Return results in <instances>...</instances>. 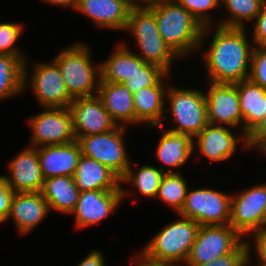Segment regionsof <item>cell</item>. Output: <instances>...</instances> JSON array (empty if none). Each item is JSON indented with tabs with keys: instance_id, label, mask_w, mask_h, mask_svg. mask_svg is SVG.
Wrapping results in <instances>:
<instances>
[{
	"instance_id": "6da1fadb",
	"label": "cell",
	"mask_w": 266,
	"mask_h": 266,
	"mask_svg": "<svg viewBox=\"0 0 266 266\" xmlns=\"http://www.w3.org/2000/svg\"><path fill=\"white\" fill-rule=\"evenodd\" d=\"M204 62L209 81L235 84L249 77L253 46L247 40L246 27H216Z\"/></svg>"
},
{
	"instance_id": "7a4b0ae2",
	"label": "cell",
	"mask_w": 266,
	"mask_h": 266,
	"mask_svg": "<svg viewBox=\"0 0 266 266\" xmlns=\"http://www.w3.org/2000/svg\"><path fill=\"white\" fill-rule=\"evenodd\" d=\"M155 16L159 34L178 57L203 46L205 37L213 32L175 0L164 1L148 8ZM210 32V33H209Z\"/></svg>"
},
{
	"instance_id": "3957f363",
	"label": "cell",
	"mask_w": 266,
	"mask_h": 266,
	"mask_svg": "<svg viewBox=\"0 0 266 266\" xmlns=\"http://www.w3.org/2000/svg\"><path fill=\"white\" fill-rule=\"evenodd\" d=\"M179 217L180 220L163 227L139 253L155 262L185 264L200 225L190 218Z\"/></svg>"
},
{
	"instance_id": "277c9868",
	"label": "cell",
	"mask_w": 266,
	"mask_h": 266,
	"mask_svg": "<svg viewBox=\"0 0 266 266\" xmlns=\"http://www.w3.org/2000/svg\"><path fill=\"white\" fill-rule=\"evenodd\" d=\"M53 60L60 68L65 87L73 99L97 95L101 81L100 65L95 68L88 45L78 42L63 48Z\"/></svg>"
},
{
	"instance_id": "5b68a950",
	"label": "cell",
	"mask_w": 266,
	"mask_h": 266,
	"mask_svg": "<svg viewBox=\"0 0 266 266\" xmlns=\"http://www.w3.org/2000/svg\"><path fill=\"white\" fill-rule=\"evenodd\" d=\"M125 30L133 33L141 53L139 57L146 63L158 65L166 73H171V63L179 58L159 34L154 14L148 8H131Z\"/></svg>"
},
{
	"instance_id": "8992f818",
	"label": "cell",
	"mask_w": 266,
	"mask_h": 266,
	"mask_svg": "<svg viewBox=\"0 0 266 266\" xmlns=\"http://www.w3.org/2000/svg\"><path fill=\"white\" fill-rule=\"evenodd\" d=\"M166 95L170 110L167 108L165 112L170 111L173 116L171 121L178 125L169 128V131L189 134L194 138L209 124L205 92L172 86L167 88Z\"/></svg>"
},
{
	"instance_id": "52a82bcc",
	"label": "cell",
	"mask_w": 266,
	"mask_h": 266,
	"mask_svg": "<svg viewBox=\"0 0 266 266\" xmlns=\"http://www.w3.org/2000/svg\"><path fill=\"white\" fill-rule=\"evenodd\" d=\"M126 126H118L106 133L75 137L82 155L95 159L122 179L130 166L124 143Z\"/></svg>"
},
{
	"instance_id": "ba28073f",
	"label": "cell",
	"mask_w": 266,
	"mask_h": 266,
	"mask_svg": "<svg viewBox=\"0 0 266 266\" xmlns=\"http://www.w3.org/2000/svg\"><path fill=\"white\" fill-rule=\"evenodd\" d=\"M179 216L190 218L202 225L229 224L231 218V195L200 188L187 191Z\"/></svg>"
},
{
	"instance_id": "9c48e42d",
	"label": "cell",
	"mask_w": 266,
	"mask_h": 266,
	"mask_svg": "<svg viewBox=\"0 0 266 266\" xmlns=\"http://www.w3.org/2000/svg\"><path fill=\"white\" fill-rule=\"evenodd\" d=\"M29 118L31 146L62 145L76 140L69 107H45Z\"/></svg>"
},
{
	"instance_id": "30bf717a",
	"label": "cell",
	"mask_w": 266,
	"mask_h": 266,
	"mask_svg": "<svg viewBox=\"0 0 266 266\" xmlns=\"http://www.w3.org/2000/svg\"><path fill=\"white\" fill-rule=\"evenodd\" d=\"M229 224L202 225L185 264H203L232 253L243 241Z\"/></svg>"
},
{
	"instance_id": "8fae6325",
	"label": "cell",
	"mask_w": 266,
	"mask_h": 266,
	"mask_svg": "<svg viewBox=\"0 0 266 266\" xmlns=\"http://www.w3.org/2000/svg\"><path fill=\"white\" fill-rule=\"evenodd\" d=\"M27 60L24 62V89L31 87L41 107H69L73 98L69 95L60 68L52 60L51 63H38L33 74L27 79ZM30 80V81H29ZM28 82V83H27Z\"/></svg>"
},
{
	"instance_id": "7c38bea8",
	"label": "cell",
	"mask_w": 266,
	"mask_h": 266,
	"mask_svg": "<svg viewBox=\"0 0 266 266\" xmlns=\"http://www.w3.org/2000/svg\"><path fill=\"white\" fill-rule=\"evenodd\" d=\"M239 193L235 196L231 195L229 225L243 236L264 227L266 183L251 186Z\"/></svg>"
},
{
	"instance_id": "4fadbf2b",
	"label": "cell",
	"mask_w": 266,
	"mask_h": 266,
	"mask_svg": "<svg viewBox=\"0 0 266 266\" xmlns=\"http://www.w3.org/2000/svg\"><path fill=\"white\" fill-rule=\"evenodd\" d=\"M69 109L75 137L102 134L119 126L97 95L74 98Z\"/></svg>"
},
{
	"instance_id": "5bb4252c",
	"label": "cell",
	"mask_w": 266,
	"mask_h": 266,
	"mask_svg": "<svg viewBox=\"0 0 266 266\" xmlns=\"http://www.w3.org/2000/svg\"><path fill=\"white\" fill-rule=\"evenodd\" d=\"M127 190H90L81 191L75 209V227L84 229L108 217L127 195Z\"/></svg>"
},
{
	"instance_id": "9a60e30c",
	"label": "cell",
	"mask_w": 266,
	"mask_h": 266,
	"mask_svg": "<svg viewBox=\"0 0 266 266\" xmlns=\"http://www.w3.org/2000/svg\"><path fill=\"white\" fill-rule=\"evenodd\" d=\"M205 100L207 118L210 124L227 125L232 129L238 127V125H243L239 96L235 84L210 82Z\"/></svg>"
},
{
	"instance_id": "2e32d148",
	"label": "cell",
	"mask_w": 266,
	"mask_h": 266,
	"mask_svg": "<svg viewBox=\"0 0 266 266\" xmlns=\"http://www.w3.org/2000/svg\"><path fill=\"white\" fill-rule=\"evenodd\" d=\"M10 176L2 175L14 193L41 192L44 177L41 172L37 148L21 151L8 165Z\"/></svg>"
},
{
	"instance_id": "e0dca14e",
	"label": "cell",
	"mask_w": 266,
	"mask_h": 266,
	"mask_svg": "<svg viewBox=\"0 0 266 266\" xmlns=\"http://www.w3.org/2000/svg\"><path fill=\"white\" fill-rule=\"evenodd\" d=\"M40 168L44 179L57 176L73 177L78 165L81 148L77 140L62 145L37 148Z\"/></svg>"
},
{
	"instance_id": "ac0fdd59",
	"label": "cell",
	"mask_w": 266,
	"mask_h": 266,
	"mask_svg": "<svg viewBox=\"0 0 266 266\" xmlns=\"http://www.w3.org/2000/svg\"><path fill=\"white\" fill-rule=\"evenodd\" d=\"M50 212L41 192L13 193L8 221L13 218L17 231L31 232Z\"/></svg>"
},
{
	"instance_id": "d6986e66",
	"label": "cell",
	"mask_w": 266,
	"mask_h": 266,
	"mask_svg": "<svg viewBox=\"0 0 266 266\" xmlns=\"http://www.w3.org/2000/svg\"><path fill=\"white\" fill-rule=\"evenodd\" d=\"M131 6L129 0H78L75 8L97 26L124 31Z\"/></svg>"
},
{
	"instance_id": "ffe728a7",
	"label": "cell",
	"mask_w": 266,
	"mask_h": 266,
	"mask_svg": "<svg viewBox=\"0 0 266 266\" xmlns=\"http://www.w3.org/2000/svg\"><path fill=\"white\" fill-rule=\"evenodd\" d=\"M170 74L165 73L153 86L140 89L134 92L133 101L136 115V124L147 123L149 127H163L162 120H167L164 116V104L167 89L163 84V78Z\"/></svg>"
},
{
	"instance_id": "44dd1931",
	"label": "cell",
	"mask_w": 266,
	"mask_h": 266,
	"mask_svg": "<svg viewBox=\"0 0 266 266\" xmlns=\"http://www.w3.org/2000/svg\"><path fill=\"white\" fill-rule=\"evenodd\" d=\"M237 86L240 108L243 117L241 140L246 146L247 135L263 120L266 116V90L260 85L253 83L249 79L235 83Z\"/></svg>"
},
{
	"instance_id": "7402d4cb",
	"label": "cell",
	"mask_w": 266,
	"mask_h": 266,
	"mask_svg": "<svg viewBox=\"0 0 266 266\" xmlns=\"http://www.w3.org/2000/svg\"><path fill=\"white\" fill-rule=\"evenodd\" d=\"M227 126L208 124L197 136L194 149L197 148L202 155L211 162L226 161L237 150L238 137Z\"/></svg>"
},
{
	"instance_id": "603a6c76",
	"label": "cell",
	"mask_w": 266,
	"mask_h": 266,
	"mask_svg": "<svg viewBox=\"0 0 266 266\" xmlns=\"http://www.w3.org/2000/svg\"><path fill=\"white\" fill-rule=\"evenodd\" d=\"M132 94L122 83L100 82L97 96L117 125L125 127L127 124H136Z\"/></svg>"
},
{
	"instance_id": "cb8c5ba5",
	"label": "cell",
	"mask_w": 266,
	"mask_h": 266,
	"mask_svg": "<svg viewBox=\"0 0 266 266\" xmlns=\"http://www.w3.org/2000/svg\"><path fill=\"white\" fill-rule=\"evenodd\" d=\"M78 190H122L121 179L97 160L81 155L74 174Z\"/></svg>"
},
{
	"instance_id": "d4e9b609",
	"label": "cell",
	"mask_w": 266,
	"mask_h": 266,
	"mask_svg": "<svg viewBox=\"0 0 266 266\" xmlns=\"http://www.w3.org/2000/svg\"><path fill=\"white\" fill-rule=\"evenodd\" d=\"M145 64L125 43H120L110 57L100 64V82L123 83Z\"/></svg>"
},
{
	"instance_id": "484cf974",
	"label": "cell",
	"mask_w": 266,
	"mask_h": 266,
	"mask_svg": "<svg viewBox=\"0 0 266 266\" xmlns=\"http://www.w3.org/2000/svg\"><path fill=\"white\" fill-rule=\"evenodd\" d=\"M163 130L156 148V157L159 162L170 167L167 173H177L173 171V168L184 165L194 152V138L189 134Z\"/></svg>"
},
{
	"instance_id": "4316f807",
	"label": "cell",
	"mask_w": 266,
	"mask_h": 266,
	"mask_svg": "<svg viewBox=\"0 0 266 266\" xmlns=\"http://www.w3.org/2000/svg\"><path fill=\"white\" fill-rule=\"evenodd\" d=\"M41 193L49 204L50 211L71 215L78 202L80 191L75 185L74 177L57 176L44 179Z\"/></svg>"
},
{
	"instance_id": "83f0119b",
	"label": "cell",
	"mask_w": 266,
	"mask_h": 266,
	"mask_svg": "<svg viewBox=\"0 0 266 266\" xmlns=\"http://www.w3.org/2000/svg\"><path fill=\"white\" fill-rule=\"evenodd\" d=\"M17 56L0 54V101L24 91V62Z\"/></svg>"
},
{
	"instance_id": "f1b7e54d",
	"label": "cell",
	"mask_w": 266,
	"mask_h": 266,
	"mask_svg": "<svg viewBox=\"0 0 266 266\" xmlns=\"http://www.w3.org/2000/svg\"><path fill=\"white\" fill-rule=\"evenodd\" d=\"M131 168L130 164L126 175L121 179V183L132 182L140 195L156 198L162 178L167 171L162 166L156 168L151 165H142V167L137 168L136 172Z\"/></svg>"
},
{
	"instance_id": "f546056e",
	"label": "cell",
	"mask_w": 266,
	"mask_h": 266,
	"mask_svg": "<svg viewBox=\"0 0 266 266\" xmlns=\"http://www.w3.org/2000/svg\"><path fill=\"white\" fill-rule=\"evenodd\" d=\"M265 4L264 0H223L221 5L226 7L231 16L218 26L245 28V22L254 21Z\"/></svg>"
},
{
	"instance_id": "4dcf8cb0",
	"label": "cell",
	"mask_w": 266,
	"mask_h": 266,
	"mask_svg": "<svg viewBox=\"0 0 266 266\" xmlns=\"http://www.w3.org/2000/svg\"><path fill=\"white\" fill-rule=\"evenodd\" d=\"M188 186L179 173H165L158 189L156 197H159L177 213L184 206Z\"/></svg>"
},
{
	"instance_id": "1f68e13d",
	"label": "cell",
	"mask_w": 266,
	"mask_h": 266,
	"mask_svg": "<svg viewBox=\"0 0 266 266\" xmlns=\"http://www.w3.org/2000/svg\"><path fill=\"white\" fill-rule=\"evenodd\" d=\"M23 25L13 22L0 23V54L17 56L20 60H27L15 43L22 35Z\"/></svg>"
},
{
	"instance_id": "d6a6232c",
	"label": "cell",
	"mask_w": 266,
	"mask_h": 266,
	"mask_svg": "<svg viewBox=\"0 0 266 266\" xmlns=\"http://www.w3.org/2000/svg\"><path fill=\"white\" fill-rule=\"evenodd\" d=\"M166 72L158 65L146 63L137 73L133 74L122 84L132 93L153 86Z\"/></svg>"
},
{
	"instance_id": "836d02e7",
	"label": "cell",
	"mask_w": 266,
	"mask_h": 266,
	"mask_svg": "<svg viewBox=\"0 0 266 266\" xmlns=\"http://www.w3.org/2000/svg\"><path fill=\"white\" fill-rule=\"evenodd\" d=\"M179 5L189 11L202 25L210 26L211 19L209 12L221 6L219 0H175Z\"/></svg>"
},
{
	"instance_id": "e575fe53",
	"label": "cell",
	"mask_w": 266,
	"mask_h": 266,
	"mask_svg": "<svg viewBox=\"0 0 266 266\" xmlns=\"http://www.w3.org/2000/svg\"><path fill=\"white\" fill-rule=\"evenodd\" d=\"M248 79L266 90V47L254 46Z\"/></svg>"
},
{
	"instance_id": "d590c367",
	"label": "cell",
	"mask_w": 266,
	"mask_h": 266,
	"mask_svg": "<svg viewBox=\"0 0 266 266\" xmlns=\"http://www.w3.org/2000/svg\"><path fill=\"white\" fill-rule=\"evenodd\" d=\"M249 253V244L244 241L232 252L217 257L211 262L203 264H186V266H243L244 260Z\"/></svg>"
},
{
	"instance_id": "8d00e7d4",
	"label": "cell",
	"mask_w": 266,
	"mask_h": 266,
	"mask_svg": "<svg viewBox=\"0 0 266 266\" xmlns=\"http://www.w3.org/2000/svg\"><path fill=\"white\" fill-rule=\"evenodd\" d=\"M13 190L7 183V180L0 175V223L7 220L10 213Z\"/></svg>"
},
{
	"instance_id": "74e56055",
	"label": "cell",
	"mask_w": 266,
	"mask_h": 266,
	"mask_svg": "<svg viewBox=\"0 0 266 266\" xmlns=\"http://www.w3.org/2000/svg\"><path fill=\"white\" fill-rule=\"evenodd\" d=\"M254 24V31L251 35L253 36V42H255L253 45L258 47H266V4L255 18Z\"/></svg>"
},
{
	"instance_id": "f35d334b",
	"label": "cell",
	"mask_w": 266,
	"mask_h": 266,
	"mask_svg": "<svg viewBox=\"0 0 266 266\" xmlns=\"http://www.w3.org/2000/svg\"><path fill=\"white\" fill-rule=\"evenodd\" d=\"M266 140V116L263 120L247 135V149L258 148Z\"/></svg>"
},
{
	"instance_id": "ab89813d",
	"label": "cell",
	"mask_w": 266,
	"mask_h": 266,
	"mask_svg": "<svg viewBox=\"0 0 266 266\" xmlns=\"http://www.w3.org/2000/svg\"><path fill=\"white\" fill-rule=\"evenodd\" d=\"M252 235L256 256L259 262L266 264V227L253 232Z\"/></svg>"
},
{
	"instance_id": "60d3db41",
	"label": "cell",
	"mask_w": 266,
	"mask_h": 266,
	"mask_svg": "<svg viewBox=\"0 0 266 266\" xmlns=\"http://www.w3.org/2000/svg\"><path fill=\"white\" fill-rule=\"evenodd\" d=\"M102 251L93 250L77 266H105Z\"/></svg>"
},
{
	"instance_id": "b9f144b4",
	"label": "cell",
	"mask_w": 266,
	"mask_h": 266,
	"mask_svg": "<svg viewBox=\"0 0 266 266\" xmlns=\"http://www.w3.org/2000/svg\"><path fill=\"white\" fill-rule=\"evenodd\" d=\"M134 258L136 260L135 261L136 266H174L169 263H162V262H155L148 260L142 253H140L139 255L137 254V256Z\"/></svg>"
},
{
	"instance_id": "7bdbcfd3",
	"label": "cell",
	"mask_w": 266,
	"mask_h": 266,
	"mask_svg": "<svg viewBox=\"0 0 266 266\" xmlns=\"http://www.w3.org/2000/svg\"><path fill=\"white\" fill-rule=\"evenodd\" d=\"M164 1L168 0H129V3L131 8H149Z\"/></svg>"
},
{
	"instance_id": "ee69618b",
	"label": "cell",
	"mask_w": 266,
	"mask_h": 266,
	"mask_svg": "<svg viewBox=\"0 0 266 266\" xmlns=\"http://www.w3.org/2000/svg\"><path fill=\"white\" fill-rule=\"evenodd\" d=\"M48 4H52L55 6H62V7H72L73 9L76 8L78 0H44Z\"/></svg>"
},
{
	"instance_id": "f6af8a7d",
	"label": "cell",
	"mask_w": 266,
	"mask_h": 266,
	"mask_svg": "<svg viewBox=\"0 0 266 266\" xmlns=\"http://www.w3.org/2000/svg\"><path fill=\"white\" fill-rule=\"evenodd\" d=\"M248 242V244H249V253L247 254V256H246V258H245V260H244V263H243V266H247V265H249V263H250V256L249 255H251V248L252 247H250L251 246V242L249 243V241H247ZM257 266H266V264H264V263H261L260 262V264H257Z\"/></svg>"
},
{
	"instance_id": "bcb514c9",
	"label": "cell",
	"mask_w": 266,
	"mask_h": 266,
	"mask_svg": "<svg viewBox=\"0 0 266 266\" xmlns=\"http://www.w3.org/2000/svg\"><path fill=\"white\" fill-rule=\"evenodd\" d=\"M264 154L266 153V140L258 147Z\"/></svg>"
},
{
	"instance_id": "7dc6e473",
	"label": "cell",
	"mask_w": 266,
	"mask_h": 266,
	"mask_svg": "<svg viewBox=\"0 0 266 266\" xmlns=\"http://www.w3.org/2000/svg\"><path fill=\"white\" fill-rule=\"evenodd\" d=\"M264 227H266V207H265V211H264Z\"/></svg>"
}]
</instances>
